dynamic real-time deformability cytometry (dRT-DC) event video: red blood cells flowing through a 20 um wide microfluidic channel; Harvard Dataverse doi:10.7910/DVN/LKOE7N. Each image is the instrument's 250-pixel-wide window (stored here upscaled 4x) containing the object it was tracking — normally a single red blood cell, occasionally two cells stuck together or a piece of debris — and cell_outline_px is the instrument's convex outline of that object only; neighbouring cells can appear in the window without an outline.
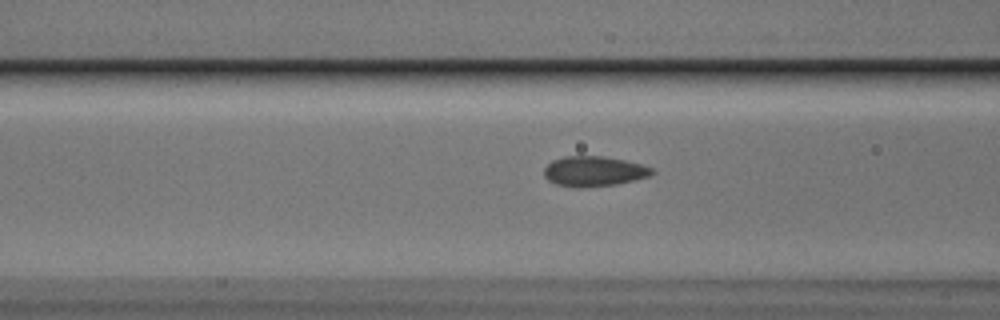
{"species": "Egyptian fruit bat (a non-hibernating species)", "species_latin": "Rousettus aegyptiacus", "temperature_condition": "cold", "stored_images_in_passage": 6, "camera_frame_rate_fps": 3000, "um_per_image_px": 0.085, "animal": {"sex": "male"}, "frame": {"image": 1, "passage_image": 4, "time_ms": 1.0, "image_size_px": [1000, 320], "cell_outline_px": [[656, 172], [648, 176], [636, 180], [616, 184], [580, 188], [556, 184], [548, 180], [544, 176], [544, 168], [552, 160], [564, 156], [604, 156], [624, 160], [640, 164], [652, 168]], "centroid_in_image_um": [50.47, 14.56], "position_along_channel_um": 116.1, "area_um2": 18.96}}